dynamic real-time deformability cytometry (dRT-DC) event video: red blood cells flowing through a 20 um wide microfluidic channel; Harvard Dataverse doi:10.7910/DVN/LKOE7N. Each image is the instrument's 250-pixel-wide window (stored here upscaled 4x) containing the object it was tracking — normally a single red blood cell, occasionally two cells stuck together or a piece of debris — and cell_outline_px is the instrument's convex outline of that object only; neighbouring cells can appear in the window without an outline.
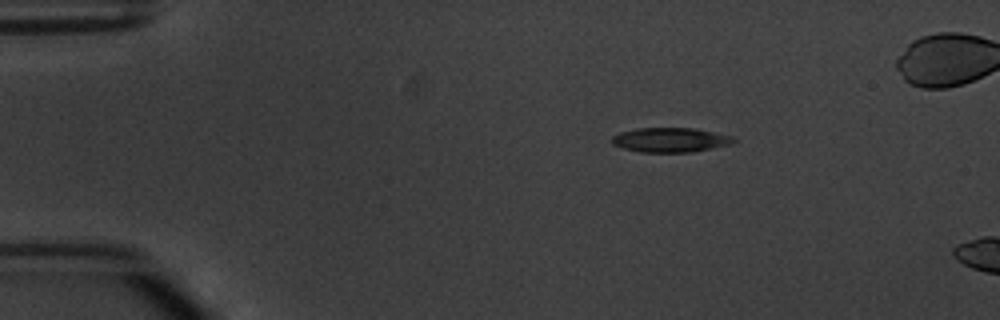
{"species": "common noctule bat (a hibernating species)", "species_latin": "Nyctalus noctula", "temperature_condition": "warm", "stored_images_in_passage": 5, "camera_frame_rate_fps": 3000, "um_per_image_px": 0.085, "animal": {"sex": "male", "body_mass_g": 20.1, "forearm_length_mm": 53.5}, "frame": {"image": 1, "passage_image": 5, "time_ms": 5.667, "image_size_px": [1000, 320], "cell_outline_px": [[736, 140], [732, 144], [692, 152], [640, 152], [624, 148], [612, 144], [612, 136], [620, 132], [636, 128], [696, 128], [732, 136]], "centroid_in_image_um": [56.98, 11.89], "position_along_channel_um": 28.0, "area_um2": 17.4}}